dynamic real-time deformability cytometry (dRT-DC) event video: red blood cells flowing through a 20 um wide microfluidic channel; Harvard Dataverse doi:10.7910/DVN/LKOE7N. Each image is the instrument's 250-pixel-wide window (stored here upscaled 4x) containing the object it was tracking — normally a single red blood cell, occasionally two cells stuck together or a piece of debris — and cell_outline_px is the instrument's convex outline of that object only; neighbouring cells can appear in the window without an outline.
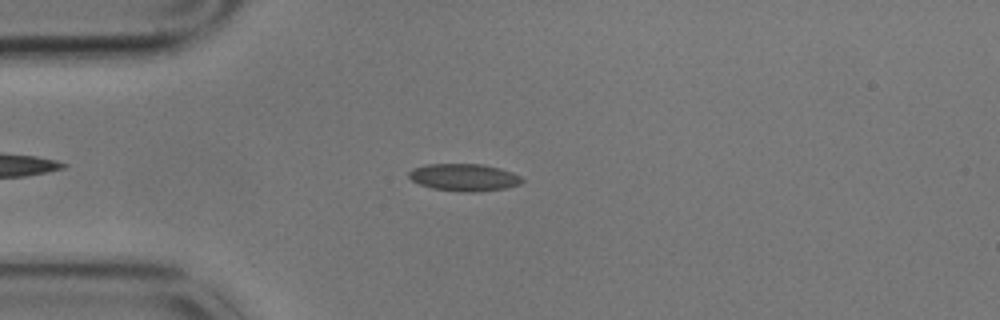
{"species": "common noctule bat (a hibernating species)", "species_latin": "Nyctalus noctula", "temperature_condition": "cold", "stored_images_in_passage": 9, "camera_frame_rate_fps": 3000, "um_per_image_px": 0.085, "animal": {"sex": "male", "body_mass_g": 17.9}, "frame": {"image": 1, "passage_image": 2, "time_ms": 0.333, "image_size_px": [1000, 320], "cell_outline_px": [[524, 180], [520, 184], [504, 188], [476, 192], [468, 192], [432, 188], [420, 184], [412, 180], [408, 176], [408, 172], [412, 168], [424, 164], [484, 164], [500, 168], [512, 172], [520, 176]], "centroid_in_image_um": [39.43, 15.06], "position_along_channel_um": 45.6, "area_um2": 17.98}}
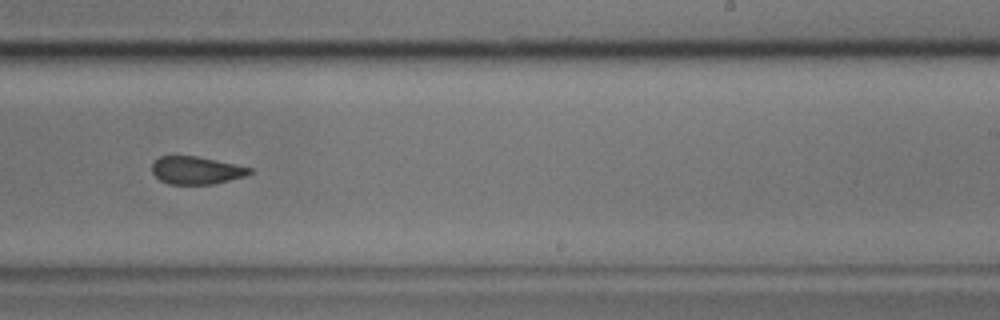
{"frame": {"image": 2, "passage_image": 8, "time_ms": 2.333, "image_size_px": [1000, 320], "cell_outline_px": [[252, 172], [244, 176], [212, 184], [168, 184], [160, 180], [152, 172], [152, 164], [160, 156], [196, 156], [216, 160], [252, 168]], "centroid_in_image_um": [16.66, 14.48], "position_along_channel_um": 272.3, "area_um2": 15.55}}